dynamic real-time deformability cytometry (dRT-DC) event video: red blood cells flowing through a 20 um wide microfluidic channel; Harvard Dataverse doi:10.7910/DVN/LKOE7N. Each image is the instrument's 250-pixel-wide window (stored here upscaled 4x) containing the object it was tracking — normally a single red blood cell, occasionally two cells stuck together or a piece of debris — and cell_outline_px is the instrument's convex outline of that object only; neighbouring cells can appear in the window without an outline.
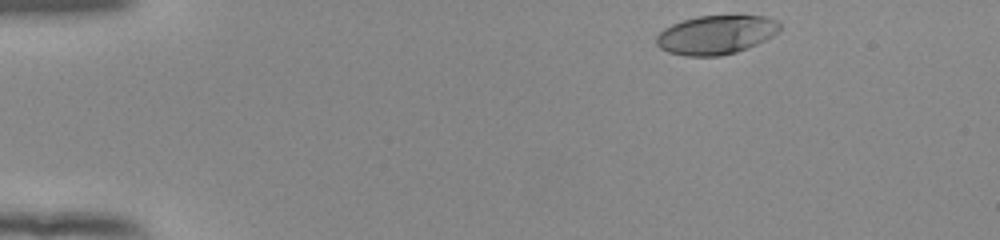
{"species": "human", "species_latin": "Homo sapiens", "temperature_condition": "room temperature", "stored_images_in_passage": 46, "camera_frame_rate_fps": 3000, "um_per_image_px": 0.085, "donor": {"sex": "female"}, "frame": {"image": 1, "passage_image": 1, "time_ms": 0.0, "image_size_px": [1000, 240], "cell_outline_px": [[780, 28], [772, 36], [748, 48], [736, 52], [720, 56], [684, 56], [668, 52], [660, 48], [656, 44], [656, 36], [664, 28], [680, 20], [696, 16], [740, 12], [768, 16], [776, 20], [780, 24]], "centroid_in_image_um": [60.88, 2.9], "position_along_channel_um": 24.1, "area_um2": 29.07}}
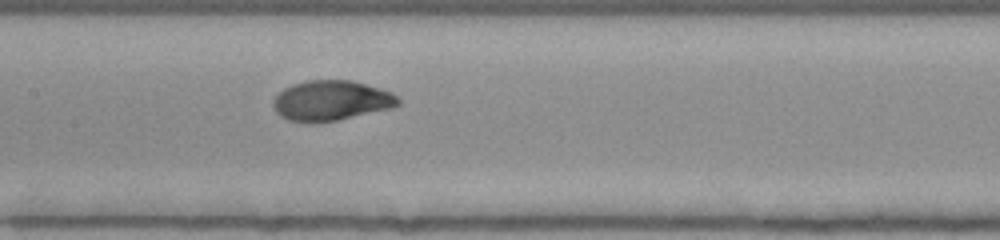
{"frame": {"image": 2, "passage_image": 20, "time_ms": 6.333, "image_size_px": [1000, 240], "cell_outline_px": [[400, 104], [392, 108], [336, 120], [316, 124], [308, 124], [288, 120], [280, 116], [276, 112], [272, 104], [272, 100], [284, 88], [292, 84], [308, 80], [352, 80], [380, 88], [392, 92], [400, 100]], "centroid_in_image_um": [28.12, 8.56], "position_along_channel_um": 179.3, "area_um2": 29.54}}
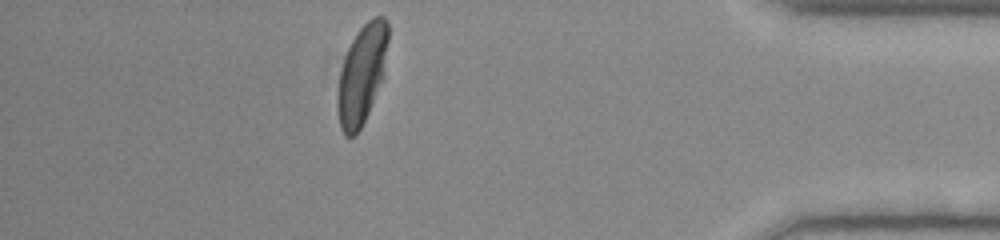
{"frame": {"image": 3, "passage_image": 40, "time_ms": 13.0, "image_size_px": [1000, 240], "cell_outline_px": [[388, 40], [380, 80], [368, 112], [356, 136], [344, 136], [340, 128], [336, 104], [336, 96], [340, 68], [344, 56], [352, 40], [360, 28], [372, 16], [384, 16], [388, 20]], "centroid_in_image_um": [30.7, 6.31], "position_along_channel_um": 404.5, "area_um2": 28.78}, "authors_computed_cell_mechanics": {"area_um2": 29.2757, "velocity_mm_per_s": 3.95, "shape_relaxation_time_tau1_ms": 2.8025, "shape_relaxation_time_tau2_ms": null, "deformation_change_tau1": 0.1785, "deformation_change_tau2": null}}